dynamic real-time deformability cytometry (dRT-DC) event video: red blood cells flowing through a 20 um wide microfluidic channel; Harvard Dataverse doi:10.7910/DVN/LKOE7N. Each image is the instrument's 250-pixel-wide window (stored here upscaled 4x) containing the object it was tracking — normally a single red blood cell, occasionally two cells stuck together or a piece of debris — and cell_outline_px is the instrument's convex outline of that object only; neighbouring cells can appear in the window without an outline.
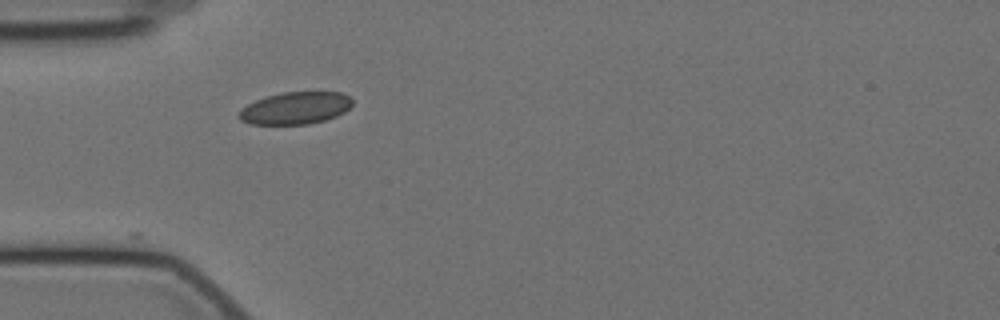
{"species": "Egyptian fruit bat (a non-hibernating species)", "species_latin": "Rousettus aegyptiacus", "temperature_condition": "cold", "stored_images_in_passage": 9, "camera_frame_rate_fps": 3000, "um_per_image_px": 0.085, "animal": {"sex": "female"}, "frame": {"image": 1, "passage_image": 1, "time_ms": 0.0, "image_size_px": [1000, 320], "cell_outline_px": [[352, 104], [344, 112], [336, 116], [324, 120], [308, 124], [252, 124], [240, 120], [236, 116], [240, 108], [256, 100], [268, 96], [284, 92], [340, 92], [352, 96]], "centroid_in_image_um": [25.1, 9.18], "position_along_channel_um": 59.9, "area_um2": 21.33}}
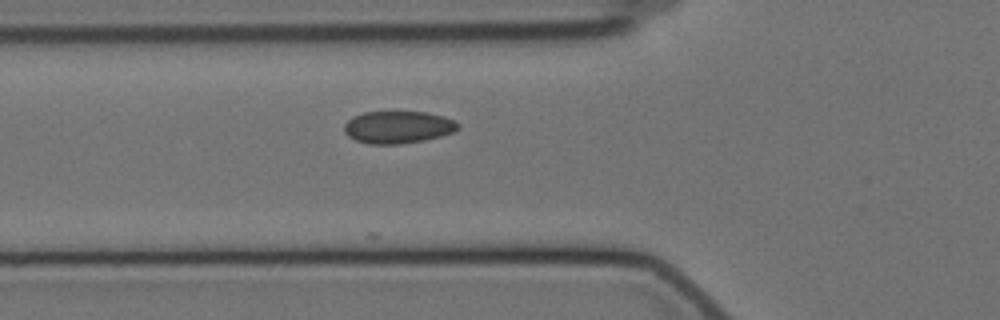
{"frame": {"image": 2, "passage_image": 4, "time_ms": 1.0, "image_size_px": [1000, 320], "cell_outline_px": [[460, 128], [452, 132], [440, 136], [424, 140], [400, 144], [368, 144], [356, 140], [348, 136], [344, 132], [344, 124], [352, 116], [364, 112], [428, 112], [444, 116], [460, 124]], "centroid_in_image_um": [33.81, 10.81], "position_along_channel_um": 92.0, "area_um2": 21.5}}
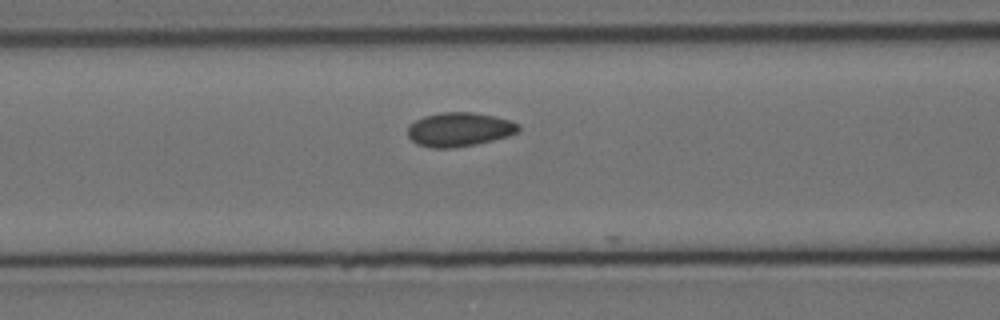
{"frame": {"image": 3, "passage_image": 7, "time_ms": 2.0, "image_size_px": [1000, 320], "cell_outline_px": [[520, 132], [508, 136], [476, 144], [452, 148], [432, 148], [416, 144], [408, 136], [408, 128], [416, 120], [424, 116], [440, 112], [472, 112], [496, 116], [520, 124]], "centroid_in_image_um": [39.06, 11.0], "position_along_channel_um": 127.5, "area_um2": 22.02}}